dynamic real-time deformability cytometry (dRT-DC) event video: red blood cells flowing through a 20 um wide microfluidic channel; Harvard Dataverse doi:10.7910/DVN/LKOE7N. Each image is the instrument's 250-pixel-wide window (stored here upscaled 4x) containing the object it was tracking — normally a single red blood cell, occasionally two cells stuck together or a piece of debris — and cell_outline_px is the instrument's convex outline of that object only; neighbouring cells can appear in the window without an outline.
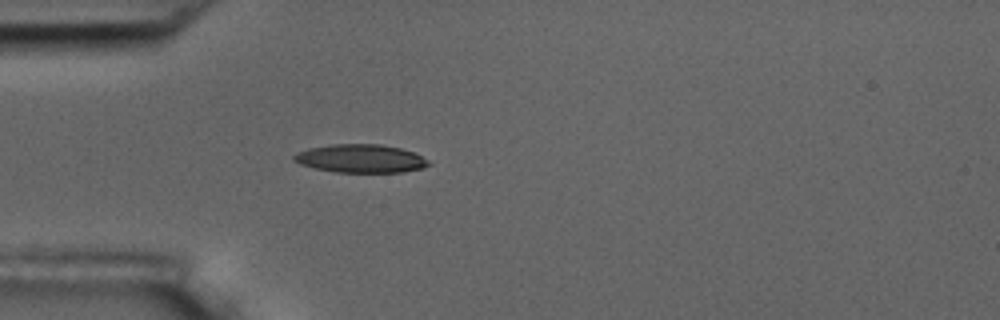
{"species": "common noctule bat (a hibernating species)", "species_latin": "Nyctalus noctula", "temperature_condition": "room temperature", "stored_images_in_passage": 4, "camera_frame_rate_fps": 3000, "um_per_image_px": 0.085, "animal": {"sex": "male", "body_mass_g": 17.5, "forearm_length_mm": 52.3}, "frame": {"image": 1, "passage_image": 4, "time_ms": 3.667, "image_size_px": [1000, 320], "cell_outline_px": [[432, 164], [424, 168], [404, 172], [336, 172], [316, 168], [300, 164], [292, 160], [292, 156], [296, 152], [308, 148], [332, 144], [380, 144], [400, 148], [412, 152], [428, 160]], "centroid_in_image_um": [30.64, 13.47], "position_along_channel_um": 54.4, "area_um2": 22.25}}